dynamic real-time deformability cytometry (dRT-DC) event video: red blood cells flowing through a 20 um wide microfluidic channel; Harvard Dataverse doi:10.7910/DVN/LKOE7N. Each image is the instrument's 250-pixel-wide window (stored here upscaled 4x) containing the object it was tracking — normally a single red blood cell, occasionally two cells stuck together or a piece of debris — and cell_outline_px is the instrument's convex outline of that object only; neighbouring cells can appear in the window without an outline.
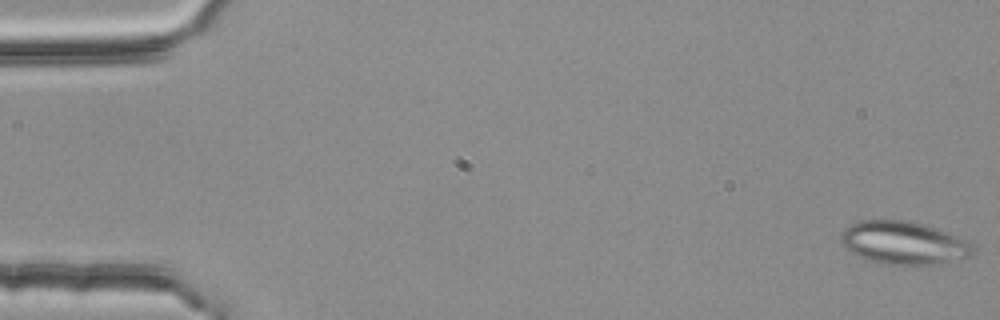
{"species": "common noctule bat (a hibernating species)", "species_latin": "Nyctalus noctula", "temperature_condition": "room temperature", "stored_images_in_passage": 15, "camera_frame_rate_fps": 3000, "um_per_image_px": 0.085, "animal": {"sex": "female", "body_mass_g": 25.1}, "frame": {"image": 1, "passage_image": 1, "time_ms": 0.0, "image_size_px": [1000, 320], "cell_outline_px": [[976, 252], [972, 256], [940, 264], [888, 264], [868, 260], [852, 252], [840, 240], [840, 232], [848, 224], [860, 220], [908, 220], [924, 224], [936, 228], [968, 240], [972, 244]], "centroid_in_image_um": [76.84, 20.63], "position_along_channel_um": 8.2, "area_um2": 33.18}}